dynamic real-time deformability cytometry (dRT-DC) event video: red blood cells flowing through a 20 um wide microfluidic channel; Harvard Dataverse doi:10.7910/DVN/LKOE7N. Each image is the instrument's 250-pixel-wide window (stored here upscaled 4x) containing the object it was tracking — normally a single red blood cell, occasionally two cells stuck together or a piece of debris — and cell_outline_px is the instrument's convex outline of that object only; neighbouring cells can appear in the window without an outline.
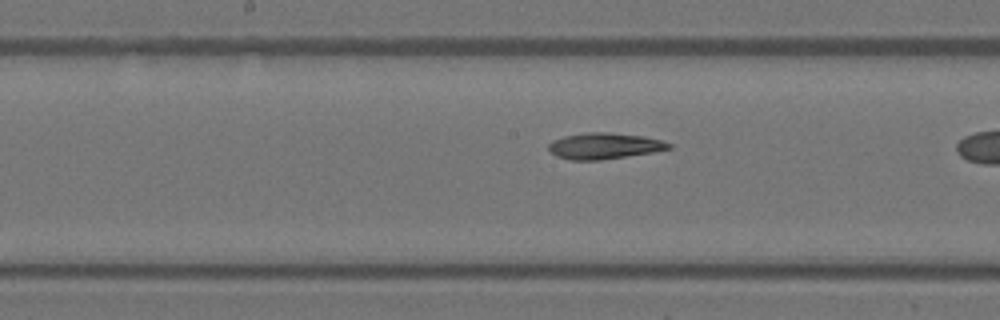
{"species": "Egyptian fruit bat (a non-hibernating species)", "species_latin": "Rousettus aegyptiacus", "temperature_condition": "warm", "stored_images_in_passage": 31, "camera_frame_rate_fps": 3000, "um_per_image_px": 0.085, "animal": {"sex": "female"}, "frame": {"image": 1, "passage_image": 18, "time_ms": 5.667, "image_size_px": [1000, 320], "cell_outline_px": [[672, 148], [652, 152], [628, 156], [600, 160], [568, 160], [556, 156], [548, 148], [548, 144], [552, 140], [564, 136], [584, 132], [608, 132], [644, 136], [660, 140], [672, 144]], "centroid_in_image_um": [51.34, 12.4], "position_along_channel_um": 196.9, "area_um2": 18.38}}
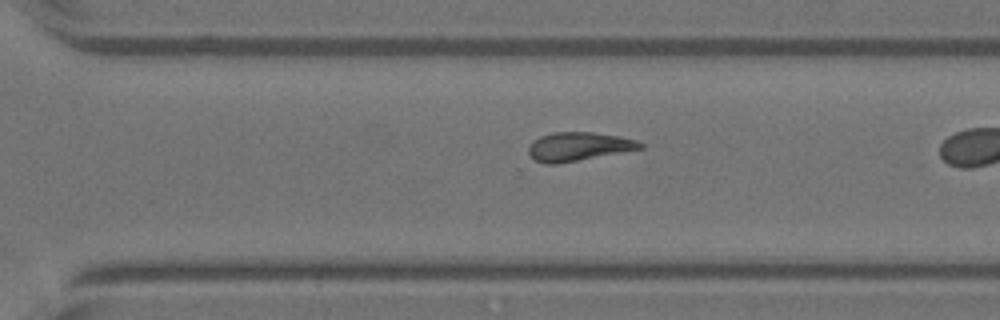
{"frame": {"image": 2, "passage_image": 27, "time_ms": 8.667, "image_size_px": [1000, 320], "cell_outline_px": [[644, 148], [556, 164], [544, 164], [536, 160], [528, 152], [528, 148], [532, 140], [540, 136], [552, 132], [592, 132], [620, 136], [636, 140], [644, 144]], "centroid_in_image_um": [49.16, 12.44], "position_along_channel_um": 321.4, "area_um2": 18.61}}